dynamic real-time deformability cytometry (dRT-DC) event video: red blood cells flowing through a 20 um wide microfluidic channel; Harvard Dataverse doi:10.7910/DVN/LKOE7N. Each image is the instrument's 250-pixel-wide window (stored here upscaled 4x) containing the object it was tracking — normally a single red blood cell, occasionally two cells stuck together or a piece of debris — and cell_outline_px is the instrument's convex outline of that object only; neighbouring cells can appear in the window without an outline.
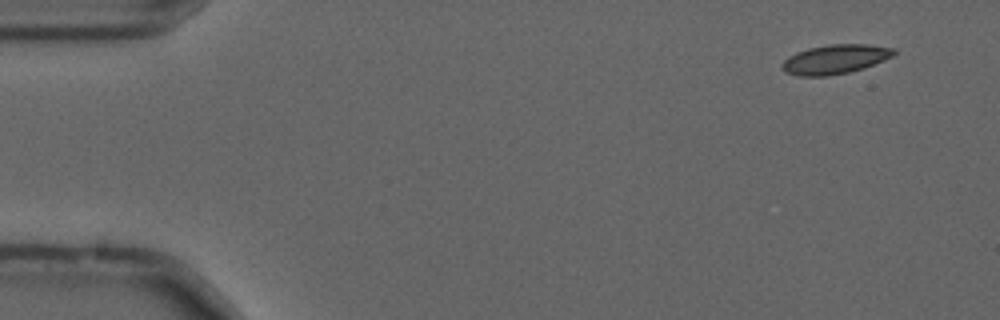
{"species": "common noctule bat (a hibernating species)", "species_latin": "Nyctalus noctula", "temperature_condition": "cold", "stored_images_in_passage": 55, "camera_frame_rate_fps": 3000, "um_per_image_px": 0.085, "animal": {"sex": "male", "forearm_length_mm": 52.5}, "frame": {"image": 1, "passage_image": 4, "time_ms": 1.0, "image_size_px": [1000, 320], "cell_outline_px": [[896, 52], [892, 56], [884, 60], [864, 68], [848, 72], [828, 76], [800, 76], [784, 72], [780, 68], [784, 60], [788, 56], [796, 52], [808, 48], [828, 44], [868, 44], [896, 48]], "centroid_in_image_um": [70.97, 5.03], "position_along_channel_um": 14.0, "area_um2": 19.25}}
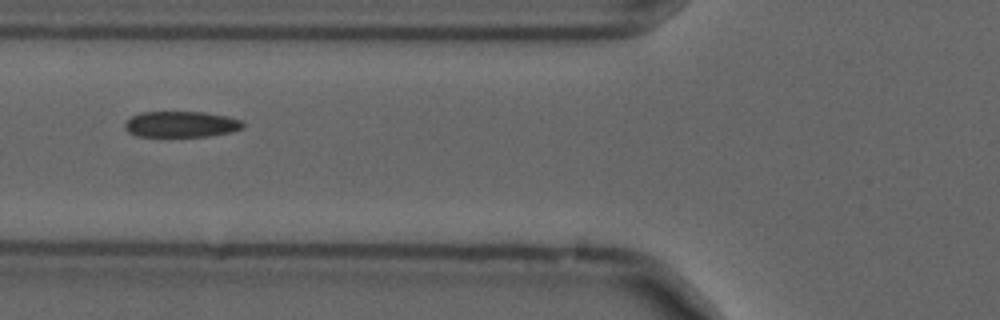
{"frame": {"image": 2, "passage_image": 21, "time_ms": 6.667, "image_size_px": [1000, 320], "cell_outline_px": [[244, 128], [232, 132], [208, 136], [136, 136], [128, 132], [124, 128], [124, 124], [132, 116], [140, 112], [204, 112], [228, 116], [240, 120], [244, 124]], "centroid_in_image_um": [15.4, 10.56], "position_along_channel_um": 110.4, "area_um2": 17.92}}
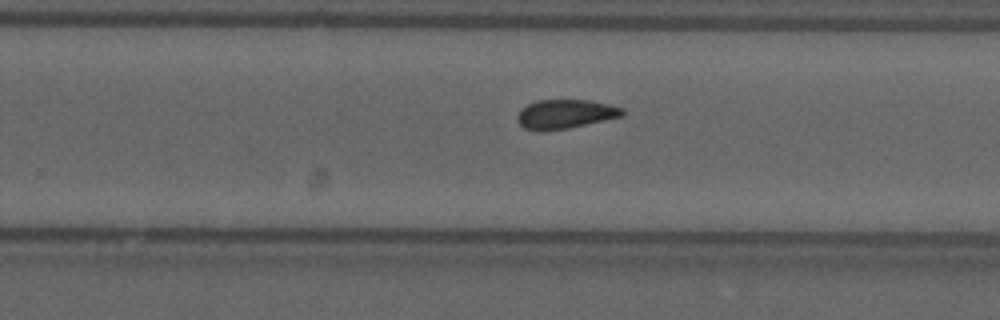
{"frame": {"image": 3, "passage_image": 35, "time_ms": 11.333, "image_size_px": [1000, 320], "cell_outline_px": [[624, 116], [568, 128], [544, 132], [536, 132], [524, 128], [516, 120], [516, 116], [520, 108], [536, 100], [588, 100], [608, 104], [624, 108]], "centroid_in_image_um": [48.0, 9.71], "position_along_channel_um": 281.8, "area_um2": 18.15}, "authors_computed_cell_mechanics": {"area_um2": 18.207, "velocity_mm_per_s": 3.6743, "shape_relaxation_time_tau1_ms": null, "shape_relaxation_time_tau2_ms": 2.744, "deformation_change_tau1": null, "deformation_change_tau2": 0.0803}}